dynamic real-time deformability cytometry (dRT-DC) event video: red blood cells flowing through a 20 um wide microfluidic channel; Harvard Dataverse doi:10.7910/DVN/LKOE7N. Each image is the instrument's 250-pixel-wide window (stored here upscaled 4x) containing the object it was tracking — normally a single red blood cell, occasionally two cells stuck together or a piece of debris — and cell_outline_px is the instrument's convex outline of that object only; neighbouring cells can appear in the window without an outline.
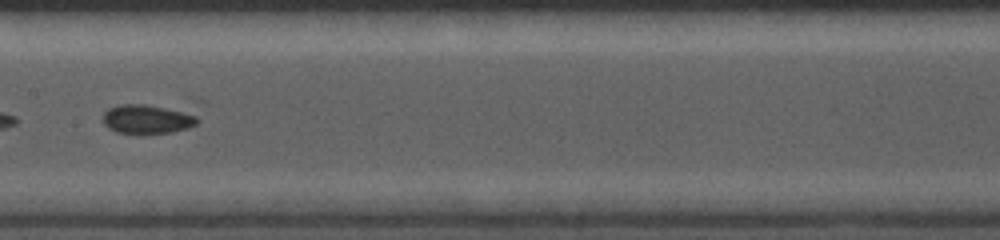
{"species": "common noctule bat (a hibernating species)", "species_latin": "Nyctalus noctula", "temperature_condition": "cold", "stored_images_in_passage": 18, "segment_of_instrument_passage": [1, 2], "camera_frame_rate_fps": 5000, "um_per_image_px": 0.085, "animal": {"sex": "female", "body_mass_g": 19.0, "forearm_length_mm": 56.7}, "frame": {"image": 1, "passage_image": 7, "time_ms": 1.2, "image_size_px": [1000, 240], "cell_outline_px": [[208, 100], [200, 120], [196, 124], [188, 128], [172, 132], [140, 136], [116, 132], [108, 128], [104, 124], [104, 112], [108, 108], [120, 104], [188, 96], [196, 96]], "centroid_in_image_um": [13.2, 9.84], "position_along_channel_um": 194.2, "area_um2": 22.02}}
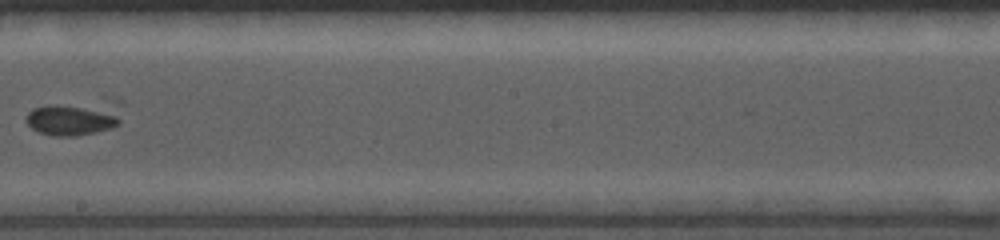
{"frame": {"image": 2, "passage_image": 9, "time_ms": 1.6, "image_size_px": [1000, 240], "cell_outline_px": [[120, 124], [112, 128], [76, 136], [52, 136], [40, 132], [32, 128], [24, 120], [28, 112], [32, 108], [80, 108], [112, 112], [120, 120]], "centroid_in_image_um": [5.97, 10.29], "position_along_channel_um": 242.2, "area_um2": 15.37}}